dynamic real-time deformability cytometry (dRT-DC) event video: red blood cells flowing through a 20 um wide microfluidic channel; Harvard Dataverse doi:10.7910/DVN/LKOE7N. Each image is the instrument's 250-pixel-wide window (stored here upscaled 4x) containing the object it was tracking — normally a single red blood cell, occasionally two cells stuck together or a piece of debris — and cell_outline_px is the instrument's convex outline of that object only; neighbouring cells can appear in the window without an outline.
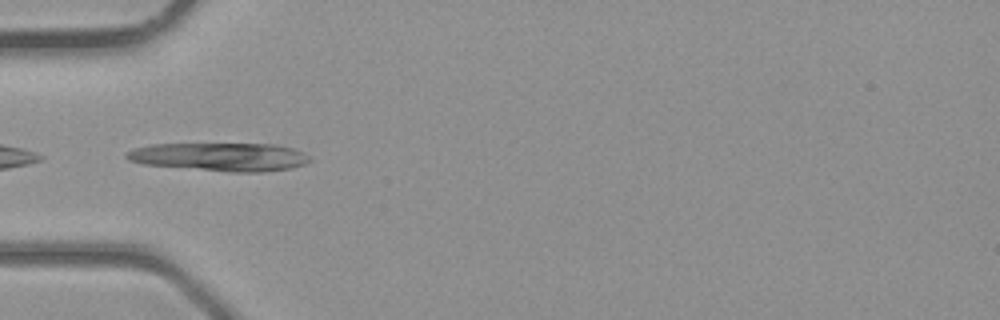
{"species": "common noctule bat (a hibernating species)", "species_latin": "Nyctalus noctula", "temperature_condition": "room temperature", "stored_images_in_passage": 14, "camera_frame_rate_fps": 3000, "um_per_image_px": 0.085, "animal": {"sex": "male", "body_mass_g": 23.1, "forearm_length_mm": 52.7}, "frame": {"image": 1, "passage_image": 12, "time_ms": 3.667, "image_size_px": [1000, 320], "cell_outline_px": [[312, 160], [304, 164], [292, 168], [264, 172], [228, 172], [144, 164], [128, 160], [124, 156], [124, 152], [132, 148], [152, 144], [276, 144], [292, 148], [304, 152]], "centroid_in_image_um": [18.69, 13.33], "position_along_channel_um": 66.3, "area_um2": 30.46}}
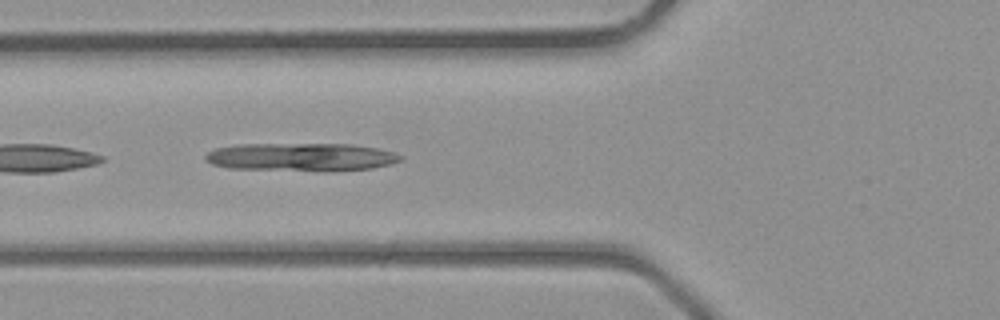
{"frame": {"image": 2, "passage_image": 14, "time_ms": 4.333, "image_size_px": [1000, 320], "cell_outline_px": [[404, 156], [400, 160], [392, 164], [372, 168], [324, 172], [228, 168], [212, 164], [204, 160], [204, 156], [208, 152], [216, 148], [236, 144], [352, 144], [376, 148], [392, 152]], "centroid_in_image_um": [25.58, 13.36], "position_along_channel_um": 100.2, "area_um2": 32.43}}